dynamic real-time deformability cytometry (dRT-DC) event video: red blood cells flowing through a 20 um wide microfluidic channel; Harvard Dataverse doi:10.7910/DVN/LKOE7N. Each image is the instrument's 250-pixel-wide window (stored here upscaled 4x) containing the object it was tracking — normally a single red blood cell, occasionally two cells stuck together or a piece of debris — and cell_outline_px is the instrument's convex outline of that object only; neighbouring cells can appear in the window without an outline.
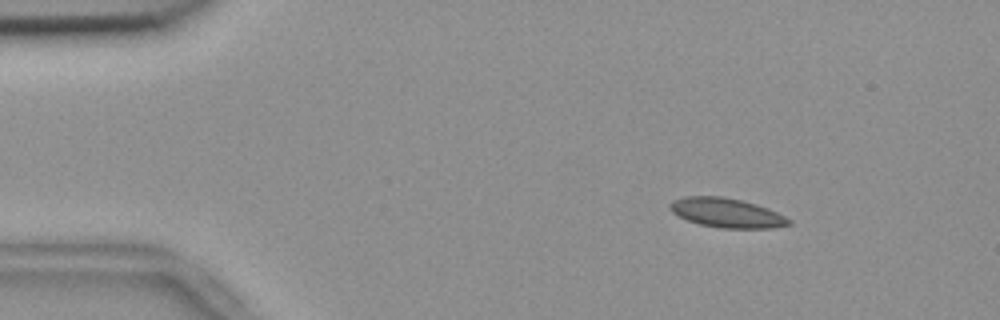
{"species": "common noctule bat (a hibernating species)", "species_latin": "Nyctalus noctula", "temperature_condition": "room temperature", "stored_images_in_passage": 55, "camera_frame_rate_fps": 3000, "um_per_image_px": 0.085, "animal": {"sex": "female", "body_mass_g": 18.4}, "frame": {"image": 1, "passage_image": 8, "time_ms": 2.333, "image_size_px": [1000, 320], "cell_outline_px": [[792, 224], [772, 228], [720, 228], [700, 224], [688, 220], [672, 212], [668, 208], [668, 204], [672, 200], [684, 196], [724, 196], [756, 204], [768, 208], [792, 220]], "centroid_in_image_um": [61.75, 18.08], "position_along_channel_um": 23.2, "area_um2": 20.4}}
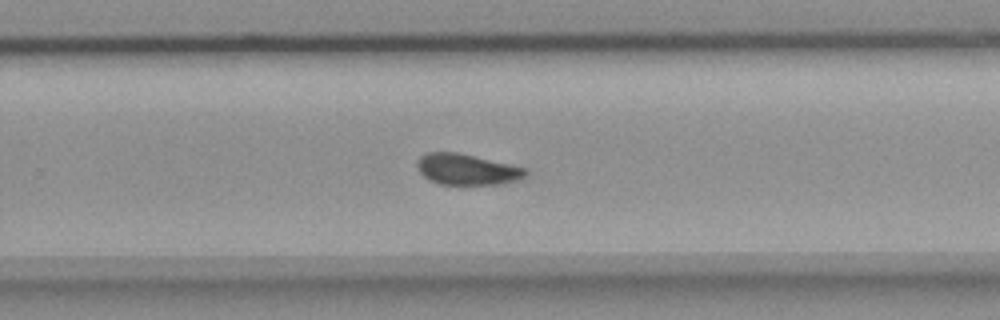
{"frame": {"image": 2, "passage_image": 36, "time_ms": 11.667, "image_size_px": [1000, 320], "cell_outline_px": [[528, 172], [520, 180], [504, 184], [440, 184], [424, 176], [420, 172], [416, 164], [420, 156], [428, 152], [456, 152], [524, 168]], "centroid_in_image_um": [39.68, 14.4], "position_along_channel_um": 290.1, "area_um2": 19.19}}
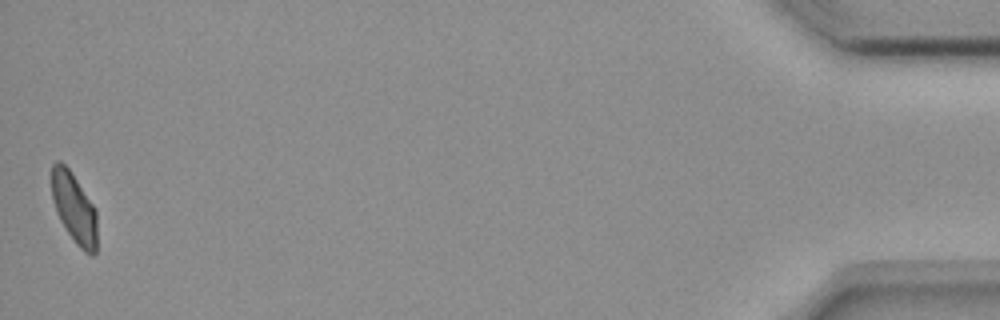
{"frame": {"image": 3, "passage_image": 55, "time_ms": 18.0, "image_size_px": [1000, 320], "cell_outline_px": [[96, 252], [92, 256], [84, 252], [76, 244], [60, 220], [56, 212], [52, 200], [52, 164], [56, 160], [60, 160], [68, 168], [96, 208]], "centroid_in_image_um": [6.3, 17.69], "position_along_channel_um": 428.9, "area_um2": 18.55}, "authors_computed_cell_mechanics": {"area_um2": 19.9988, "velocity_mm_per_s": 3.6749, "shape_relaxation_time_tau1_ms": 6.3986, "shape_relaxation_time_tau2_ms": null, "deformation_change_tau1": 0.1136, "deformation_change_tau2": null}}